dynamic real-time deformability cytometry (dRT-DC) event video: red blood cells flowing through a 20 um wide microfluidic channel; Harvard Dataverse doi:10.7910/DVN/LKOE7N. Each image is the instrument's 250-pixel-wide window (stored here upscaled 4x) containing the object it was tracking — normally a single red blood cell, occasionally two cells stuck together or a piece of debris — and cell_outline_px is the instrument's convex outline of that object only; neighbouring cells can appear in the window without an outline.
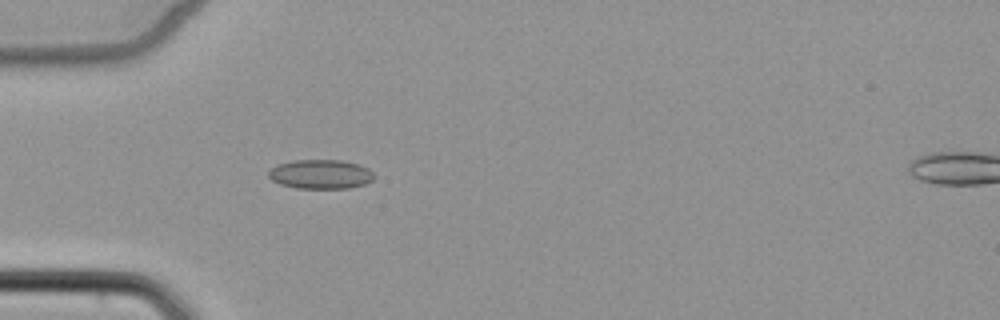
{"species": "common noctule bat (a hibernating species)", "species_latin": "Nyctalus noctula", "temperature_condition": "cold", "stored_images_in_passage": 3, "camera_frame_rate_fps": 3000, "um_per_image_px": 0.085, "animal": {"sex": "female", "body_mass_g": 22.7, "forearm_length_mm": 54.2}, "frame": {"image": 1, "passage_image": 2, "time_ms": 1.333, "image_size_px": [1000, 320], "cell_outline_px": [[376, 176], [372, 180], [364, 184], [348, 188], [296, 188], [280, 184], [272, 180], [268, 176], [268, 172], [272, 168], [280, 164], [292, 160], [340, 160], [356, 164], [368, 168]], "centroid_in_image_um": [27.25, 14.81], "position_along_channel_um": 57.7, "area_um2": 17.86}}